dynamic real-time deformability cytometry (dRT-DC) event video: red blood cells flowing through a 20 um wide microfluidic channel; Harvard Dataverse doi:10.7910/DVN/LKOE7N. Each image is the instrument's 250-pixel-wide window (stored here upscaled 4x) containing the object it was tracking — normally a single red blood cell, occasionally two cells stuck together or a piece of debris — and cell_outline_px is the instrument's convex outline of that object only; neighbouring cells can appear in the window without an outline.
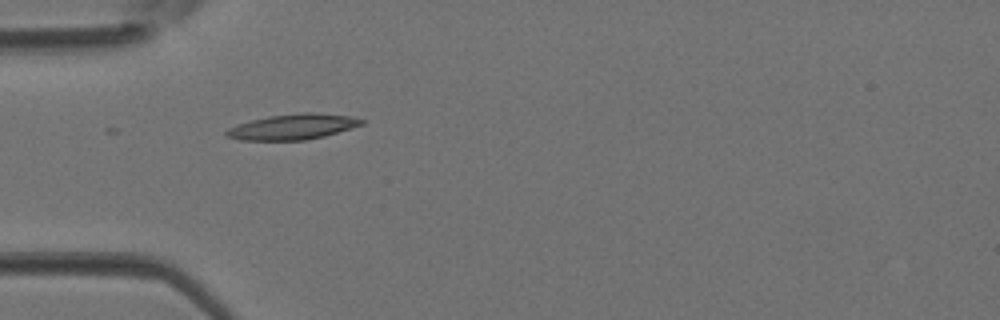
{"species": "Egyptian fruit bat (a non-hibernating species)", "species_latin": "Rousettus aegyptiacus", "temperature_condition": "room temperature", "stored_images_in_passage": 1, "camera_frame_rate_fps": 3000, "um_per_image_px": 0.085, "animal": {"sex": "female"}, "frame": {"image": 1, "passage_image": 1, "time_ms": 0.0, "image_size_px": [1000, 320], "cell_outline_px": [[364, 124], [324, 136], [304, 140], [240, 140], [224, 136], [224, 132], [228, 128], [236, 124], [268, 116], [304, 112], [312, 112], [352, 116], [364, 120]], "centroid_in_image_um": [24.86, 10.77], "position_along_channel_um": 60.1, "area_um2": 20.11}}